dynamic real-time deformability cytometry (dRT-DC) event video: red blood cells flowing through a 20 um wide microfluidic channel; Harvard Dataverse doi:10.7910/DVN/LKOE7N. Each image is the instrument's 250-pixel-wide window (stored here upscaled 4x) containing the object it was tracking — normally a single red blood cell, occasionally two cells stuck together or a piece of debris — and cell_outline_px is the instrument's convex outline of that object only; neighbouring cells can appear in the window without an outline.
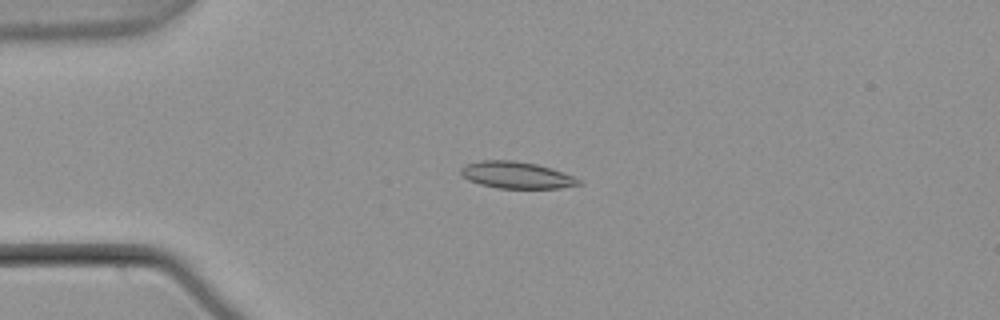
{"species": "common noctule bat (a hibernating species)", "species_latin": "Nyctalus noctula", "temperature_condition": "warm", "stored_images_in_passage": 55, "camera_frame_rate_fps": 3000, "um_per_image_px": 0.085, "animal": {"sex": "male", "body_mass_g": 21.5, "forearm_length_mm": 52.0}, "frame": {"image": 1, "passage_image": 14, "time_ms": 4.333, "image_size_px": [1000, 320], "cell_outline_px": [[584, 184], [560, 188], [496, 188], [480, 184], [468, 180], [460, 172], [460, 168], [464, 164], [480, 160], [512, 160], [536, 164], [552, 168], [584, 180]], "centroid_in_image_um": [43.93, 14.88], "position_along_channel_um": 41.1, "area_um2": 18.61}}
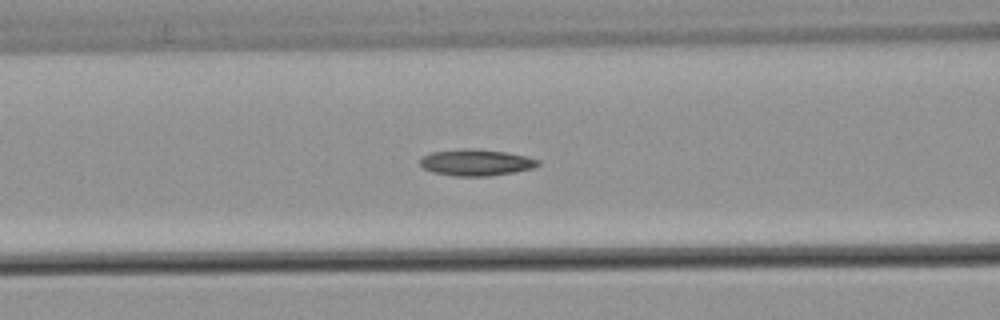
{"frame": {"image": 2, "passage_image": 23, "time_ms": 7.333, "image_size_px": [1000, 320], "cell_outline_px": [[540, 164], [532, 168], [516, 172], [488, 176], [452, 176], [432, 172], [424, 168], [420, 164], [420, 160], [424, 156], [432, 152], [464, 148], [508, 152], [540, 160]], "centroid_in_image_um": [40.47, 13.82], "position_along_channel_um": 126.1, "area_um2": 18.09}}
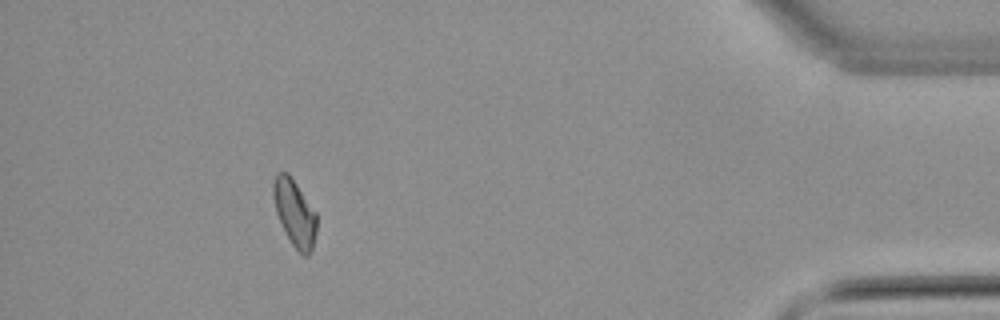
{"frame": {"image": 3, "passage_image": 50, "time_ms": 16.333, "image_size_px": [1000, 320], "cell_outline_px": [[316, 232], [312, 252], [308, 256], [300, 256], [292, 244], [276, 212], [272, 192], [272, 184], [276, 172], [288, 172], [316, 212]], "centroid_in_image_um": [25.05, 18.11], "position_along_channel_um": 410.2, "area_um2": 16.88}, "authors_computed_cell_mechanics": {"area_um2": 17.5712, "velocity_mm_per_s": 3.7884, "shape_relaxation_time_tau1_ms": 8.3765, "shape_relaxation_time_tau2_ms": null, "deformation_change_tau1": 0.1553, "deformation_change_tau2": null}}